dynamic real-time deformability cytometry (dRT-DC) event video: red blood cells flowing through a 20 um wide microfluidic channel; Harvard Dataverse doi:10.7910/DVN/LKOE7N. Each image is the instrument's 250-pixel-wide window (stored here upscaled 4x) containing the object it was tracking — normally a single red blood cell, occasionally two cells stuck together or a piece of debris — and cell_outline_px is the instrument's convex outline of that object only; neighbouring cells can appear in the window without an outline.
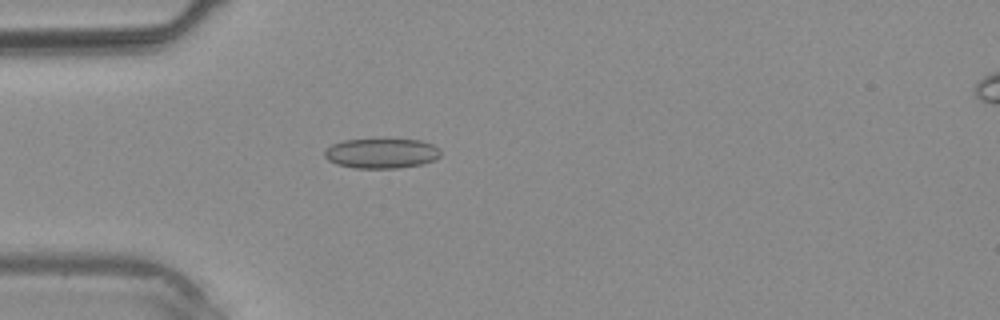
{"species": "common noctule bat (a hibernating species)", "species_latin": "Nyctalus noctula", "temperature_condition": "warm", "stored_images_in_passage": 7, "camera_frame_rate_fps": 3000, "um_per_image_px": 0.085, "animal": {"sex": "male", "body_mass_g": 20.4}, "frame": {"image": 1, "passage_image": 3, "time_ms": 0.667, "image_size_px": [1000, 320], "cell_outline_px": [[440, 156], [432, 160], [420, 164], [400, 168], [352, 168], [336, 164], [328, 160], [324, 156], [324, 152], [332, 144], [344, 140], [420, 140], [432, 144], [440, 148]], "centroid_in_image_um": [32.41, 13.04], "position_along_channel_um": 52.6, "area_um2": 20.06}}